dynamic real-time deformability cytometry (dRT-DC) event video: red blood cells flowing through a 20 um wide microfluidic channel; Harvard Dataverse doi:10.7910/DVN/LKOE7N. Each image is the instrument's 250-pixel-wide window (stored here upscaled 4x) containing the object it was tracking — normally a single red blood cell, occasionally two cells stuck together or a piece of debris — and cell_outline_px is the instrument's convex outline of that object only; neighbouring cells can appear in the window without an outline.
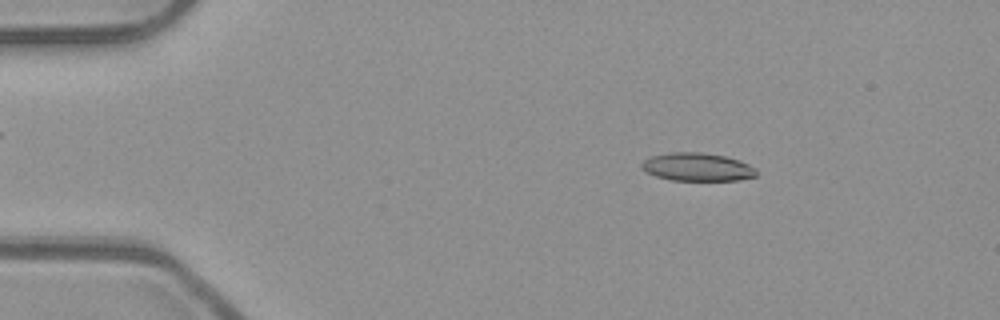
{"species": "common noctule bat (a hibernating species)", "species_latin": "Nyctalus noctula", "temperature_condition": "room temperature", "stored_images_in_passage": 47, "camera_frame_rate_fps": 3000, "um_per_image_px": 0.085, "animal": {"sex": "male", "body_mass_g": 23.1, "forearm_length_mm": 52.7}, "frame": {"image": 1, "passage_image": 3, "time_ms": 0.667, "image_size_px": [1000, 320], "cell_outline_px": [[756, 176], [736, 180], [672, 180], [656, 176], [648, 172], [640, 164], [644, 160], [652, 156], [672, 152], [700, 152], [724, 156], [740, 160], [756, 168]], "centroid_in_image_um": [59.29, 14.19], "position_along_channel_um": 25.7, "area_um2": 18.55}}
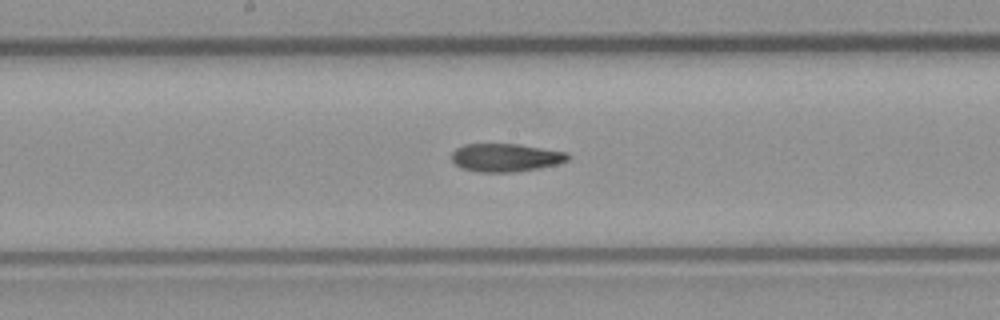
{"frame": {"image": 2, "passage_image": 22, "time_ms": 7.0, "image_size_px": [1000, 320], "cell_outline_px": [[568, 160], [556, 164], [516, 172], [480, 172], [460, 168], [452, 160], [452, 152], [456, 148], [464, 144], [516, 144], [564, 152], [568, 156]], "centroid_in_image_um": [42.9, 13.4], "position_along_channel_um": 205.3, "area_um2": 18.73}}
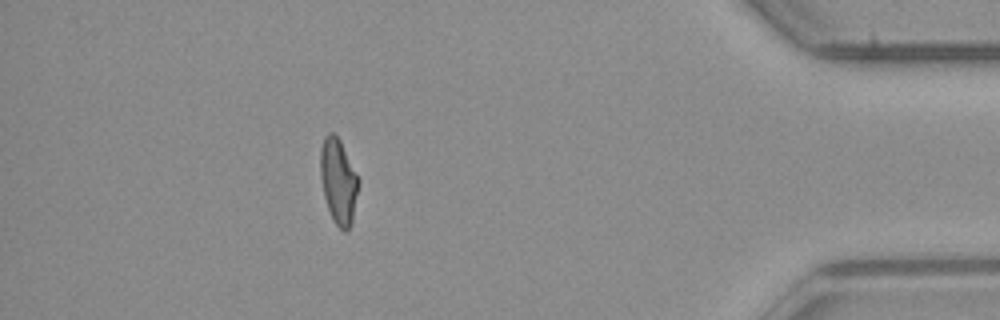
{"frame": {"image": 3, "passage_image": 41, "time_ms": 13.333, "image_size_px": [1000, 320], "cell_outline_px": [[360, 180], [352, 224], [348, 232], [344, 232], [332, 220], [324, 196], [320, 176], [320, 148], [324, 136], [328, 132], [332, 132], [340, 140]], "centroid_in_image_um": [28.77, 15.43], "position_along_channel_um": 406.4, "area_um2": 19.19}, "authors_computed_cell_mechanics": {"area_um2": 19.3052, "velocity_mm_per_s": 3.9909, "shape_relaxation_time_tau1_ms": null, "shape_relaxation_time_tau2_ms": 4.4254, "deformation_change_tau1": null, "deformation_change_tau2": 0.1413}}